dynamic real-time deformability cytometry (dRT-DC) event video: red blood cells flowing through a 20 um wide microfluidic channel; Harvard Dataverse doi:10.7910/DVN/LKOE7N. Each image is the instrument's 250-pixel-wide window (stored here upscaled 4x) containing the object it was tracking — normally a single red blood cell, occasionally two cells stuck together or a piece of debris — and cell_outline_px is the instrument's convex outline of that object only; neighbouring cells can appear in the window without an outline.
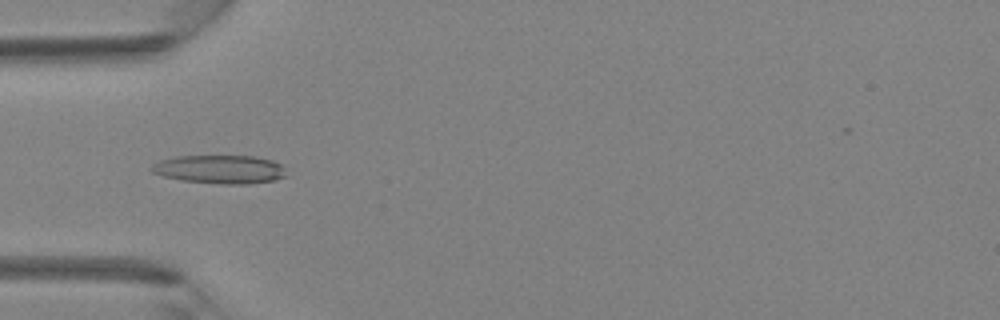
{"species": "Egyptian fruit bat (a non-hibernating species)", "species_latin": "Rousettus aegyptiacus", "temperature_condition": "room temperature", "stored_images_in_passage": 30, "camera_frame_rate_fps": 3000, "um_per_image_px": 0.085, "animal": {"sex": "female"}, "frame": {"image": 1, "passage_image": 3, "time_ms": 0.667, "image_size_px": [1000, 320], "cell_outline_px": [[288, 176], [276, 180], [248, 184], [220, 184], [184, 180], [164, 176], [152, 172], [148, 168], [152, 164], [160, 160], [176, 156], [256, 156], [272, 160], [284, 164]], "centroid_in_image_um": [18.76, 14.39], "position_along_channel_um": 66.2, "area_um2": 22.72}}
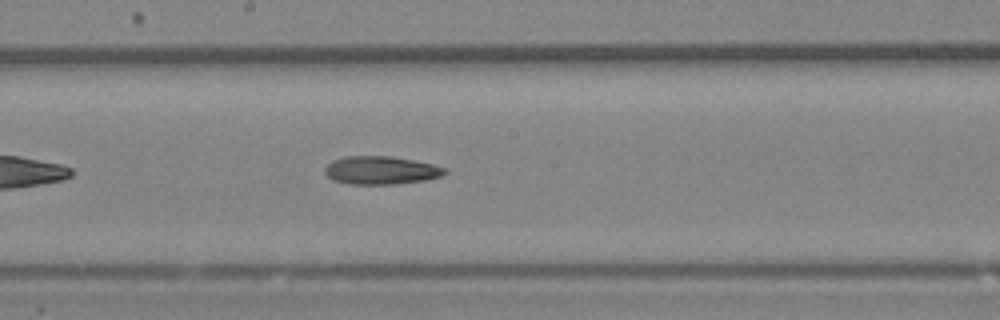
{"frame": {"image": 2, "passage_image": 12, "time_ms": 3.667, "image_size_px": [1000, 320], "cell_outline_px": [[448, 172], [440, 176], [424, 180], [396, 184], [348, 184], [332, 180], [324, 172], [324, 168], [332, 160], [344, 156], [392, 156], [432, 164], [448, 168]], "centroid_in_image_um": [32.36, 14.47], "position_along_channel_um": 215.8, "area_um2": 19.77}}
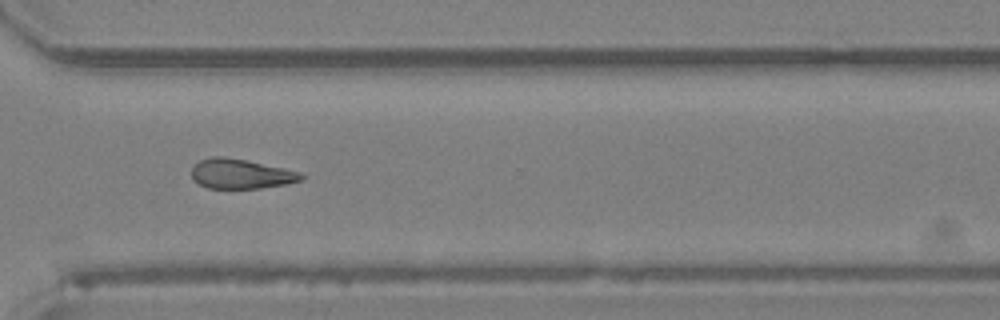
{"frame": {"image": 3, "passage_image": 20, "time_ms": 6.333, "image_size_px": [1000, 320], "cell_outline_px": [[304, 176], [300, 180], [288, 184], [260, 188], [208, 188], [192, 180], [192, 168], [200, 160], [212, 156], [224, 156], [284, 168], [300, 172]], "centroid_in_image_um": [20.46, 14.78], "position_along_channel_um": 350.1, "area_um2": 18.84}}